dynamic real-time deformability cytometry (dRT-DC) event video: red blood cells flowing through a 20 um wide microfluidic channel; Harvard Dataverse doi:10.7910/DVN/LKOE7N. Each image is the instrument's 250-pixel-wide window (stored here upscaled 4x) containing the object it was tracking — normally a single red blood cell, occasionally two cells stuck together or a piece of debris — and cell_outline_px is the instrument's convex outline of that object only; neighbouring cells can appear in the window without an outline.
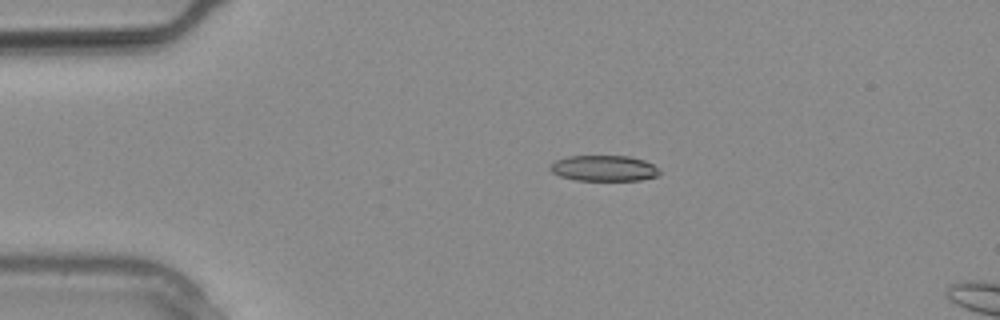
{"species": "common noctule bat (a hibernating species)", "species_latin": "Nyctalus noctula", "temperature_condition": "warm", "stored_images_in_passage": 12, "camera_frame_rate_fps": 3000, "um_per_image_px": 0.085, "animal": {"sex": "male", "body_mass_g": 20.4}, "frame": {"image": 1, "passage_image": 6, "time_ms": 1.667, "image_size_px": [1000, 320], "cell_outline_px": [[660, 172], [656, 176], [640, 180], [576, 180], [560, 176], [552, 172], [548, 168], [556, 160], [568, 156], [628, 156], [644, 160], [652, 164]], "centroid_in_image_um": [51.31, 14.3], "position_along_channel_um": 33.7, "area_um2": 16.24}}